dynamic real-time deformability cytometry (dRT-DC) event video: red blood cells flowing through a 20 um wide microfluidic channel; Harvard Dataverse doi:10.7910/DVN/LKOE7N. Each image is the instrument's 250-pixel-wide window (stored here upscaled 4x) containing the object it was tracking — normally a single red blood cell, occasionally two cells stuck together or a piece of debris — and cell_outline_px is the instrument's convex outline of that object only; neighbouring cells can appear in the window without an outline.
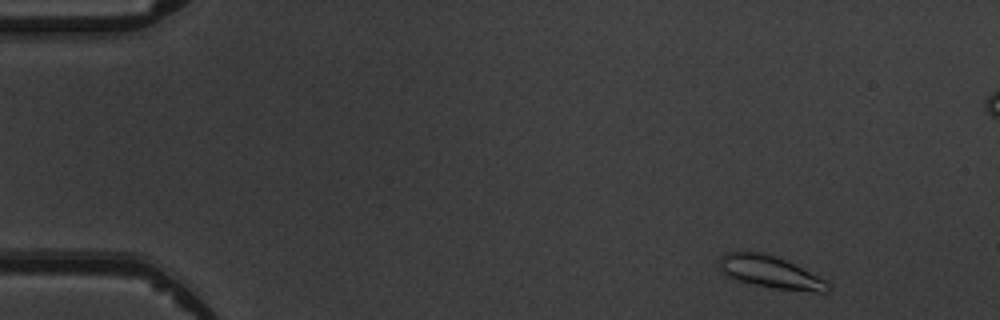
{"species": "common noctule bat (a hibernating species)", "species_latin": "Nyctalus noctula", "temperature_condition": "warm", "stored_images_in_passage": 5, "camera_frame_rate_fps": 3000, "um_per_image_px": 0.085, "animal": {"sex": "male", "body_mass_g": 19.5, "forearm_length_mm": 54.6}, "frame": {"image": 1, "passage_image": 1, "time_ms": 0.0, "image_size_px": [1000, 320], "cell_outline_px": [[832, 288], [828, 292], [816, 292], [772, 288], [740, 280], [728, 276], [720, 268], [720, 256], [728, 252], [764, 252], [784, 260], [828, 280], [832, 284]], "centroid_in_image_um": [65.57, 23.14], "position_along_channel_um": 19.4, "area_um2": 20.17}}